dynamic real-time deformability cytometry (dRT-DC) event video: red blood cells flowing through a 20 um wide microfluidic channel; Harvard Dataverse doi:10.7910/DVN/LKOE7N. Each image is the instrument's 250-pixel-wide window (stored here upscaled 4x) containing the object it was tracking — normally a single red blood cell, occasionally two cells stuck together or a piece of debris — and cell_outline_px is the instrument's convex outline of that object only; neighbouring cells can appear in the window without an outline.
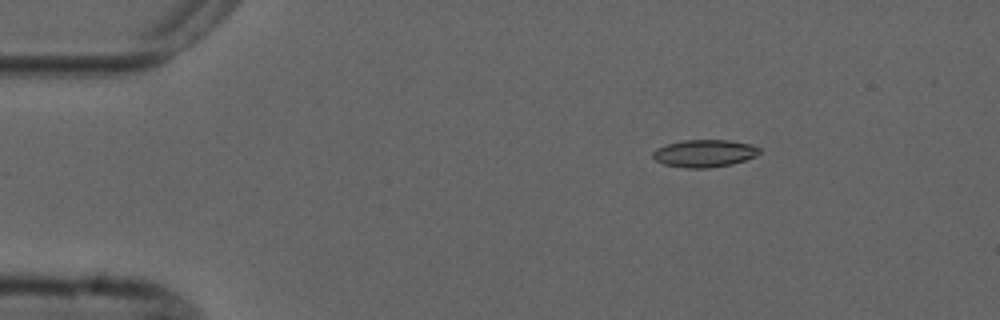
{"species": "common noctule bat (a hibernating species)", "species_latin": "Nyctalus noctula", "temperature_condition": "cold", "stored_images_in_passage": 5, "camera_frame_rate_fps": 3000, "um_per_image_px": 0.085, "animal": {"sex": "male", "forearm_length_mm": 52.5}, "frame": {"image": 1, "passage_image": 2, "time_ms": 1.0, "image_size_px": [1000, 320], "cell_outline_px": [[760, 152], [756, 156], [732, 164], [708, 168], [684, 168], [664, 164], [656, 160], [652, 156], [652, 152], [656, 148], [680, 140], [728, 140], [752, 144], [760, 148]], "centroid_in_image_um": [59.87, 13.03], "position_along_channel_um": 25.1, "area_um2": 17.11}}
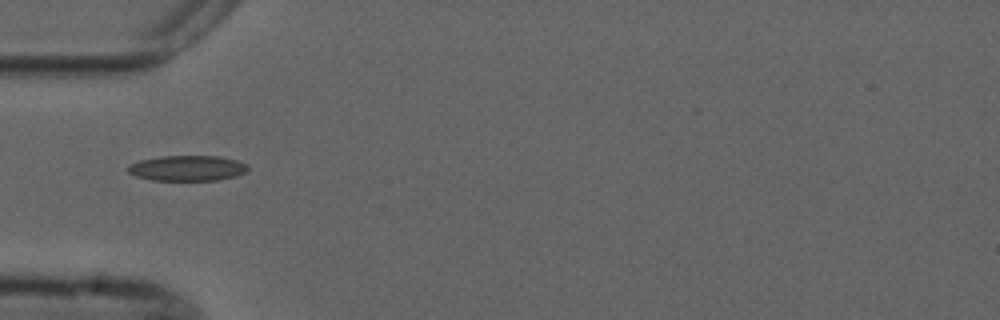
{"frame": {"image": 2, "passage_image": 4, "time_ms": 4.0, "image_size_px": [1000, 320], "cell_outline_px": [[248, 168], [244, 172], [236, 176], [216, 180], [152, 180], [136, 176], [128, 172], [124, 168], [128, 164], [140, 160], [160, 156], [220, 156], [236, 160], [248, 164]], "centroid_in_image_um": [15.88, 14.29], "position_along_channel_um": 69.1, "area_um2": 17.86}}
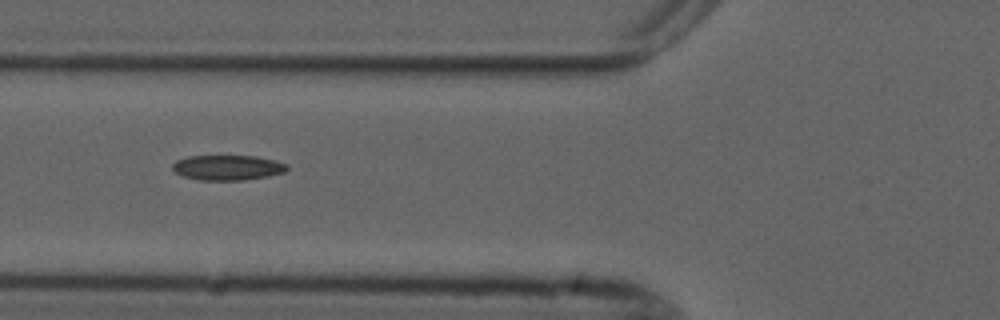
{"frame": {"image": 3, "passage_image": 5, "time_ms": 5.0, "image_size_px": [1000, 320], "cell_outline_px": [[288, 168], [284, 172], [268, 176], [244, 180], [200, 180], [184, 176], [176, 172], [172, 168], [172, 164], [176, 160], [188, 156], [256, 156], [288, 164]], "centroid_in_image_um": [19.34, 14.24], "position_along_channel_um": 106.5, "area_um2": 16.65}}